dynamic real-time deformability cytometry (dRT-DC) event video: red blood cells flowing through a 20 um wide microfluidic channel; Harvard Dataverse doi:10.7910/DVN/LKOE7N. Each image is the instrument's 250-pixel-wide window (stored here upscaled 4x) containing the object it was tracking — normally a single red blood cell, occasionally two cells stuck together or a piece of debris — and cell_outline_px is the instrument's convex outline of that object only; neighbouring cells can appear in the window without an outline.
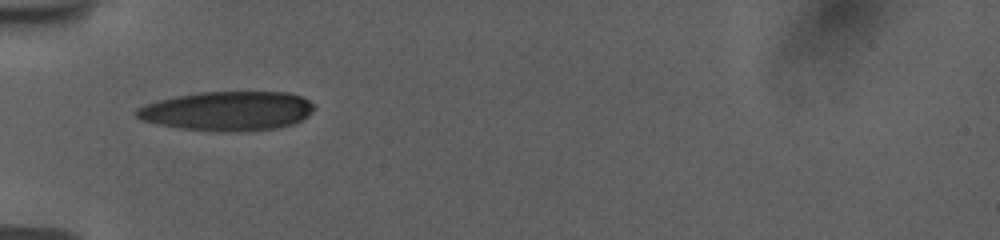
{"species": "human", "species_latin": "Homo sapiens", "temperature_condition": "room temperature", "stored_images_in_passage": 37, "camera_frame_rate_fps": 3000, "um_per_image_px": 0.085, "donor": {"sex": "female"}, "frame": {"image": 1, "passage_image": 1, "time_ms": 0.0, "image_size_px": [1000, 240], "cell_outline_px": [[312, 112], [308, 116], [292, 124], [276, 128], [240, 132], [216, 132], [180, 128], [140, 120], [136, 116], [136, 108], [144, 104], [176, 96], [200, 92], [288, 92], [300, 96], [308, 100], [312, 104]], "centroid_in_image_um": [19.32, 9.44], "position_along_channel_um": 65.7, "area_um2": 40.69}}
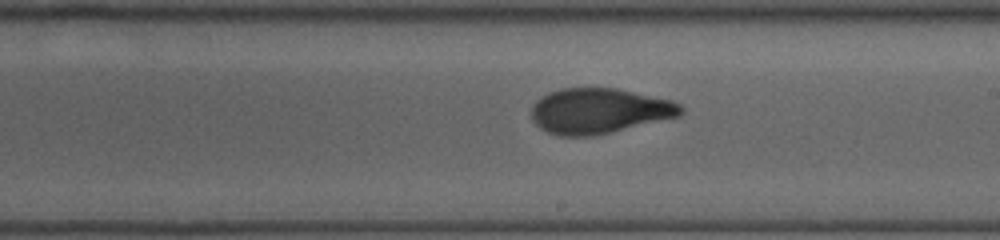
{"frame": {"image": 2, "passage_image": 15, "time_ms": 4.667, "image_size_px": [1000, 240], "cell_outline_px": [[684, 112], [680, 116], [596, 136], [560, 136], [548, 132], [540, 128], [532, 120], [532, 104], [540, 96], [548, 92], [560, 88], [616, 88], [672, 100], [680, 104], [684, 108]], "centroid_in_image_um": [50.93, 9.43], "position_along_channel_um": 238.1, "area_um2": 39.82}}
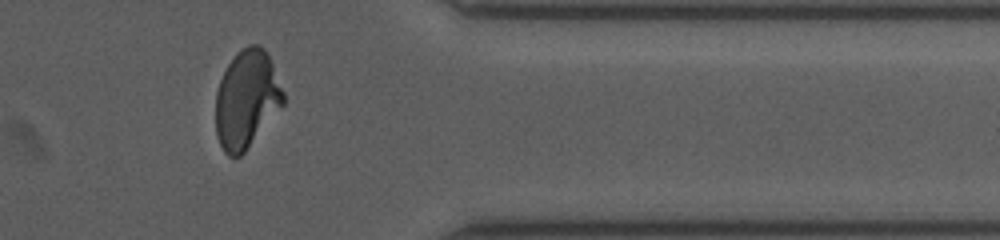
{"frame": {"image": 3, "passage_image": 28, "time_ms": 9.0, "image_size_px": [1000, 240], "cell_outline_px": [[284, 104], [244, 152], [240, 156], [228, 156], [224, 152], [216, 136], [216, 92], [220, 80], [228, 64], [236, 52], [248, 44], [260, 44], [268, 52], [284, 92]], "centroid_in_image_um": [20.96, 8.4], "position_along_channel_um": 390.4, "area_um2": 38.67}, "authors_computed_cell_mechanics": {"area_um2": 39.2462, "velocity_mm_per_s": 3.7858, "shape_relaxation_time_tau1_ms": 7.0694, "shape_relaxation_time_tau2_ms": 1.239, "deformation_change_tau1": 0.2305, "deformation_change_tau2": 0.0721}}